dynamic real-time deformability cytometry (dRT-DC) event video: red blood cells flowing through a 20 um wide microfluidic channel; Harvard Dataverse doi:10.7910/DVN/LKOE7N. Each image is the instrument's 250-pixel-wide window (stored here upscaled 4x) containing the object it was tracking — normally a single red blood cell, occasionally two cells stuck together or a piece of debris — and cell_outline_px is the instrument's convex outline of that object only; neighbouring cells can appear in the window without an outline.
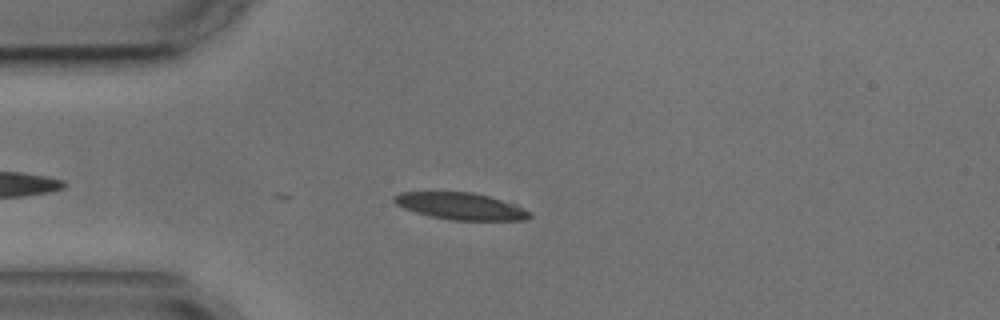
{"species": "common noctule bat (a hibernating species)", "species_latin": "Nyctalus noctula", "temperature_condition": "cold", "stored_images_in_passage": 4, "camera_frame_rate_fps": 3000, "um_per_image_px": 0.085, "animal": {"sex": "male", "body_mass_g": 17.9, "forearm_length_mm": 54.2}, "frame": {"image": 1, "passage_image": 4, "time_ms": 3.333, "image_size_px": [1000, 320], "cell_outline_px": [[532, 216], [524, 220], [452, 220], [432, 216], [416, 212], [404, 208], [396, 204], [392, 200], [392, 196], [400, 192], [472, 192], [488, 196], [516, 204], [532, 212]], "centroid_in_image_um": [39.17, 17.52], "position_along_channel_um": 45.8, "area_um2": 21.21}}